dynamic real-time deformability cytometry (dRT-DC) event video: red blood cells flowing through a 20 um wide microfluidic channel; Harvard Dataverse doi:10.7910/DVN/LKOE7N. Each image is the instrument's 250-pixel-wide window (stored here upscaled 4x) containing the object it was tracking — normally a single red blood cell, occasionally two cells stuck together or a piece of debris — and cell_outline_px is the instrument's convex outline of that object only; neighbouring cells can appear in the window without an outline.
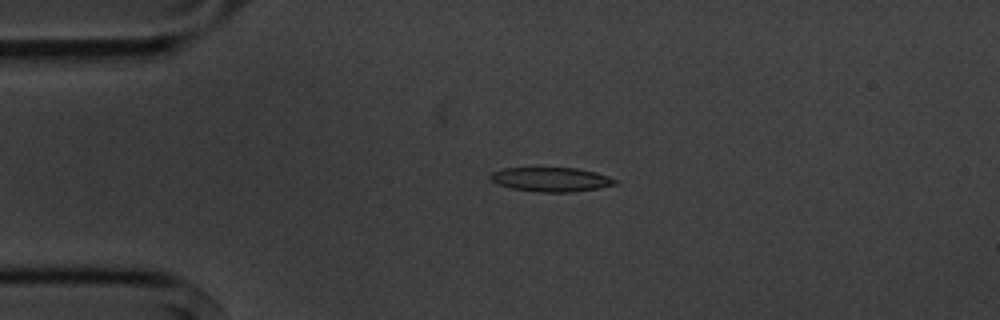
{"species": "common noctule bat (a hibernating species)", "species_latin": "Nyctalus noctula", "temperature_condition": "cold", "stored_images_in_passage": 5, "camera_frame_rate_fps": 3000, "um_per_image_px": 0.085, "animal": {"sex": "male", "body_mass_g": 20.1, "forearm_length_mm": 53.5}, "frame": {"image": 1, "passage_image": 3, "time_ms": 2.0, "image_size_px": [1000, 320], "cell_outline_px": [[616, 184], [600, 188], [572, 192], [540, 192], [512, 188], [496, 184], [488, 180], [488, 176], [492, 172], [504, 168], [576, 168], [596, 172], [608, 176], [616, 180]], "centroid_in_image_um": [46.8, 15.25], "position_along_channel_um": 38.2, "area_um2": 17.69}}
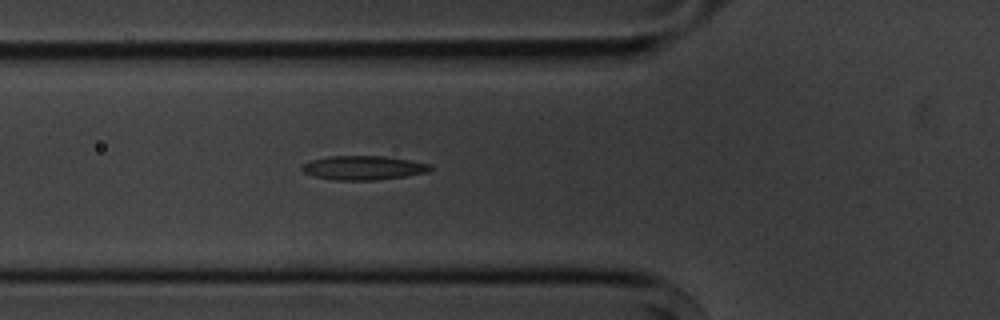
{"frame": {"image": 2, "passage_image": 5, "time_ms": 4.333, "image_size_px": [1000, 320], "cell_outline_px": [[432, 168], [428, 172], [404, 176], [376, 180], [332, 180], [312, 176], [304, 172], [300, 168], [304, 164], [312, 160], [328, 156], [384, 156], [432, 164]], "centroid_in_image_um": [30.87, 14.26], "position_along_channel_um": 94.9, "area_um2": 17.98}}